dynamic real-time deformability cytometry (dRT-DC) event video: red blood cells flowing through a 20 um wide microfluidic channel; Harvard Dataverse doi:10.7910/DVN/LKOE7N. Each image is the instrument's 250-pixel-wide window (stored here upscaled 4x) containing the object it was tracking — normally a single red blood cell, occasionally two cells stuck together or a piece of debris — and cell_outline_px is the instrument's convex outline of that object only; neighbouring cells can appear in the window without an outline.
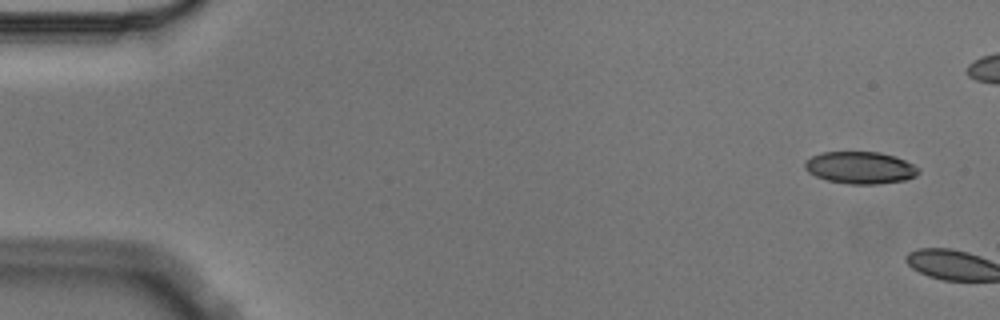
{"species": "Egyptian fruit bat (a non-hibernating species)", "species_latin": "Rousettus aegyptiacus", "temperature_condition": "cold", "stored_images_in_passage": 2, "camera_frame_rate_fps": 3000, "um_per_image_px": 0.085, "animal": {"sex": "male"}, "frame": {"image": 1, "passage_image": 1, "time_ms": 0.0, "image_size_px": [1000, 320], "cell_outline_px": [[920, 172], [916, 176], [904, 180], [876, 184], [848, 184], [828, 180], [816, 176], [808, 172], [804, 168], [804, 160], [820, 152], [880, 152], [896, 156], [920, 168]], "centroid_in_image_um": [73.11, 14.24], "position_along_channel_um": 11.9, "area_um2": 21.39}}